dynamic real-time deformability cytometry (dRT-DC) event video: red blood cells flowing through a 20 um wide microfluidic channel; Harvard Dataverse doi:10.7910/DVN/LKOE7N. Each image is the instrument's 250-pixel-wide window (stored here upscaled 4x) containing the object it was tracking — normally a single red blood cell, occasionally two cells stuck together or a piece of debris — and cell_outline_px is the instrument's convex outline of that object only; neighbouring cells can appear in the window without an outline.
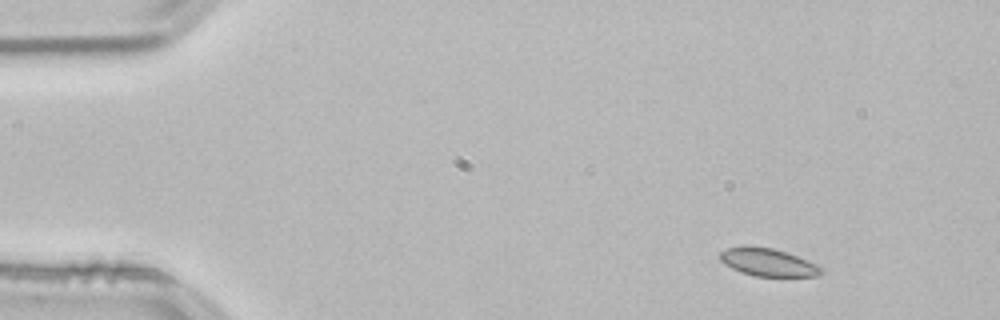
{"species": "common noctule bat (a hibernating species)", "species_latin": "Nyctalus noctula", "temperature_condition": "room temperature", "stored_images_in_passage": 43, "camera_frame_rate_fps": 3000, "um_per_image_px": 0.085, "animal": {"sex": "male", "body_mass_g": 21.5, "forearm_length_mm": 52.0}, "frame": {"image": 1, "passage_image": 1, "time_ms": 0.0, "image_size_px": [1000, 320], "cell_outline_px": [[824, 272], [820, 276], [756, 276], [740, 272], [724, 264], [720, 260], [720, 252], [728, 248], [744, 244], [772, 248], [796, 256], [816, 264]], "centroid_in_image_um": [65.23, 22.28], "position_along_channel_um": 19.8, "area_um2": 16.36}}
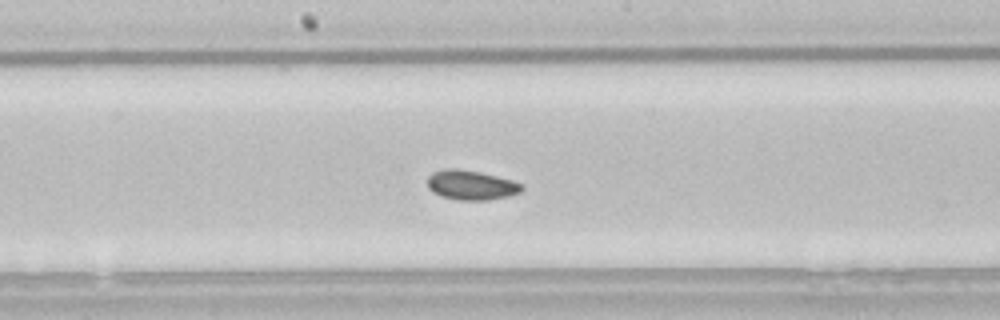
{"frame": {"image": 2, "passage_image": 23, "time_ms": 7.333, "image_size_px": [1000, 320], "cell_outline_px": [[524, 188], [520, 192], [508, 196], [488, 200], [460, 200], [440, 196], [432, 192], [428, 188], [428, 176], [432, 172], [444, 168], [456, 168], [480, 172], [512, 180], [524, 184]], "centroid_in_image_um": [40.04, 15.72], "position_along_channel_um": 208.2, "area_um2": 16.42}}
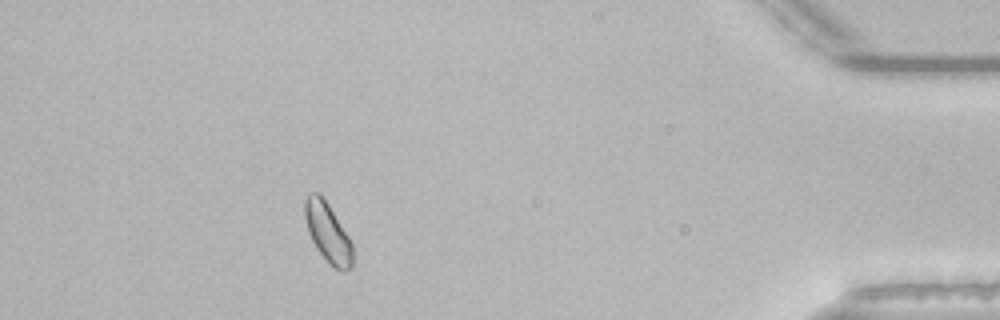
{"frame": {"image": 3, "passage_image": 43, "time_ms": 14.0, "image_size_px": [1000, 320], "cell_outline_px": [[352, 268], [344, 272], [340, 272], [332, 268], [316, 248], [308, 232], [304, 216], [304, 200], [308, 192], [320, 192], [328, 204], [348, 236], [352, 244]], "centroid_in_image_um": [27.84, 19.78], "position_along_channel_um": 407.4, "area_um2": 16.76}, "authors_computed_cell_mechanics": {"area_um2": 16.1262, "velocity_mm_per_s": 3.8153, "shape_relaxation_time_tau1_ms": null, "shape_relaxation_time_tau2_ms": 2.9453, "deformation_change_tau1": null, "deformation_change_tau2": 0.0586}}